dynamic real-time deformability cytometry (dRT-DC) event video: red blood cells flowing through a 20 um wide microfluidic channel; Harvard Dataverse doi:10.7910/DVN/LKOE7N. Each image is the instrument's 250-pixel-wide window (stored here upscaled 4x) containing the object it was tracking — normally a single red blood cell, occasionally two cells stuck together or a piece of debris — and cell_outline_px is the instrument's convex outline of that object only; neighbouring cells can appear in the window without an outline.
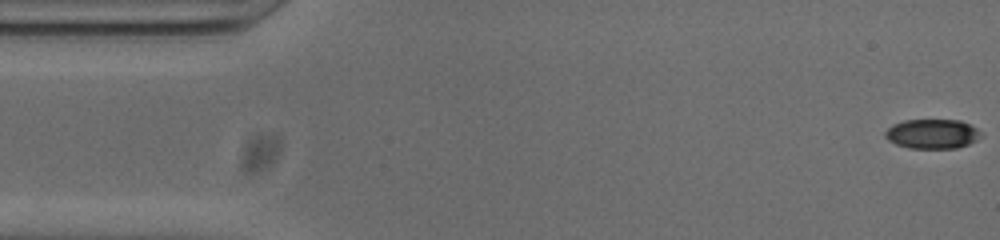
{"species": "common noctule bat (a hibernating species)", "species_latin": "Nyctalus noctula", "temperature_condition": "cold", "stored_images_in_passage": 53, "camera_frame_rate_fps": 3000, "um_per_image_px": 0.085, "animal": {"sex": "male", "body_mass_g": 20.0, "forearm_length_mm": 53.3}, "frame": {"image": 1, "passage_image": 1, "time_ms": 0.0, "image_size_px": [1000, 240], "cell_outline_px": [[984, 132], [976, 140], [968, 144], [956, 148], [908, 148], [896, 144], [888, 140], [884, 136], [884, 132], [892, 124], [904, 120], [960, 120]], "centroid_in_image_um": [79.23, 11.38], "position_along_channel_um": 5.8, "area_um2": 16.53}}
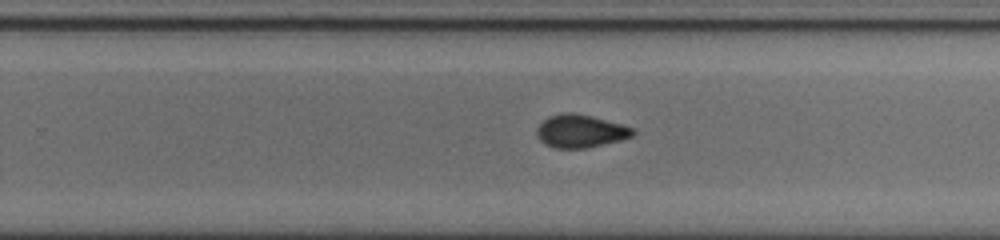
{"frame": {"image": 2, "passage_image": 32, "time_ms": 10.333, "image_size_px": [1000, 240], "cell_outline_px": [[636, 132], [632, 136], [620, 140], [584, 148], [556, 148], [544, 144], [536, 136], [536, 128], [548, 116], [564, 112], [572, 112], [592, 116], [636, 128]], "centroid_in_image_um": [49.33, 11.13], "position_along_channel_um": 280.5, "area_um2": 18.5}}
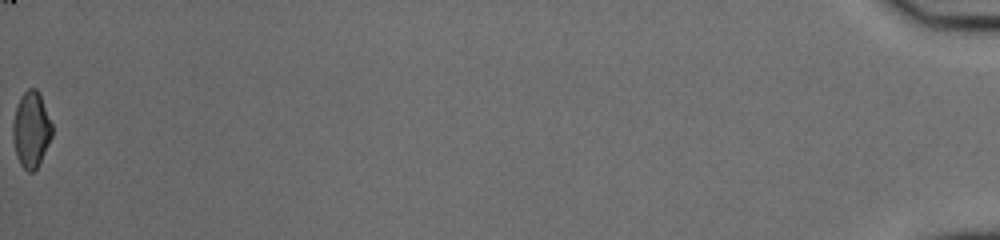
{"frame": {"image": 3, "passage_image": 53, "time_ms": 17.333, "image_size_px": [1000, 240], "cell_outline_px": [[52, 136], [36, 168], [32, 172], [28, 172], [20, 164], [16, 156], [12, 140], [12, 124], [16, 104], [20, 96], [28, 88], [36, 88], [40, 92], [52, 124]], "centroid_in_image_um": [2.62, 10.97], "position_along_channel_um": 432.6, "area_um2": 17.51}, "authors_computed_cell_mechanics": {"area_um2": 18.207, "velocity_mm_per_s": 3.8292, "shape_relaxation_time_tau1_ms": null, "shape_relaxation_time_tau2_ms": 2.0964, "deformation_change_tau1": null, "deformation_change_tau2": 0.0621}}